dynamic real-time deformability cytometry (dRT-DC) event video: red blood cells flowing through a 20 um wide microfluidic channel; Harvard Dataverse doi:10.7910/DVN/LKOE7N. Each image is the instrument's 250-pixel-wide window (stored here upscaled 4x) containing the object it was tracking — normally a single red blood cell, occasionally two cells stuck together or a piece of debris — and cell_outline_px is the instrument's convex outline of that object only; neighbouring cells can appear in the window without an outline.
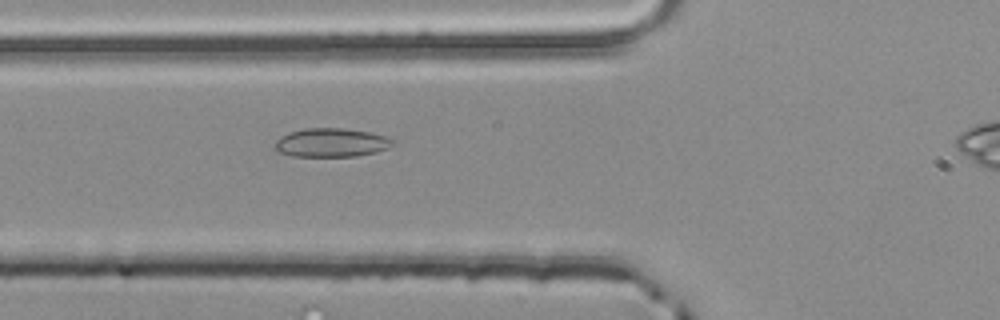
{"species": "common noctule bat (a hibernating species)", "species_latin": "Nyctalus noctula", "temperature_condition": "room temperature", "stored_images_in_passage": 3, "camera_frame_rate_fps": 3000, "um_per_image_px": 0.085, "animal": {"sex": "male", "body_mass_g": 20.4}, "frame": {"image": 1, "passage_image": 2, "time_ms": 0.333, "image_size_px": [1000, 320], "cell_outline_px": [[396, 144], [388, 148], [376, 152], [356, 156], [292, 156], [280, 152], [272, 148], [272, 144], [280, 136], [288, 132], [304, 128], [344, 128], [368, 132], [384, 136], [396, 140]], "centroid_in_image_um": [28.13, 12.12], "position_along_channel_um": 97.7, "area_um2": 20.0}}